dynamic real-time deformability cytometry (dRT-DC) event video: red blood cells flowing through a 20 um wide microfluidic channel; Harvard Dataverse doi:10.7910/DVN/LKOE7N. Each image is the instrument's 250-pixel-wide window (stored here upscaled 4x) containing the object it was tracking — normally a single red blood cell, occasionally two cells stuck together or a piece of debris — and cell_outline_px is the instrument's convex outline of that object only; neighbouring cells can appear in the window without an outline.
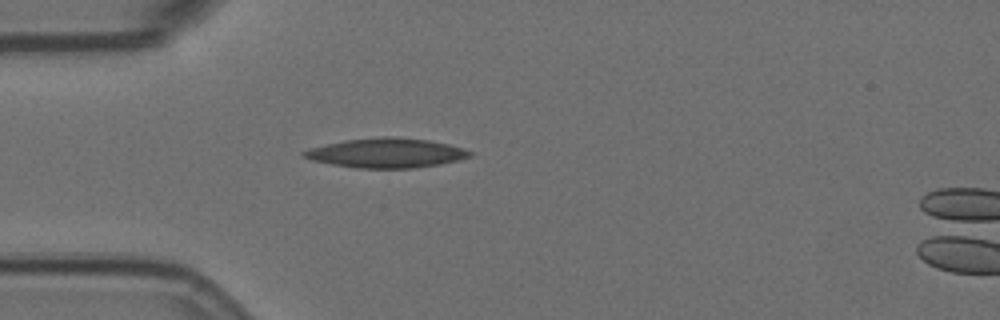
{"species": "Egyptian fruit bat (a non-hibernating species)", "species_latin": "Rousettus aegyptiacus", "temperature_condition": "room temperature", "stored_images_in_passage": 1, "camera_frame_rate_fps": 3000, "um_per_image_px": 0.085, "animal": {"sex": "female"}, "frame": {"image": 1, "passage_image": 1, "time_ms": 0.0, "image_size_px": [1000, 320], "cell_outline_px": [[472, 156], [460, 160], [440, 164], [416, 168], [356, 168], [332, 164], [312, 160], [300, 156], [300, 152], [308, 148], [344, 140], [380, 136], [388, 136], [428, 140], [448, 144], [464, 148], [472, 152]], "centroid_in_image_um": [32.82, 13.0], "position_along_channel_um": 52.2, "area_um2": 28.78}}